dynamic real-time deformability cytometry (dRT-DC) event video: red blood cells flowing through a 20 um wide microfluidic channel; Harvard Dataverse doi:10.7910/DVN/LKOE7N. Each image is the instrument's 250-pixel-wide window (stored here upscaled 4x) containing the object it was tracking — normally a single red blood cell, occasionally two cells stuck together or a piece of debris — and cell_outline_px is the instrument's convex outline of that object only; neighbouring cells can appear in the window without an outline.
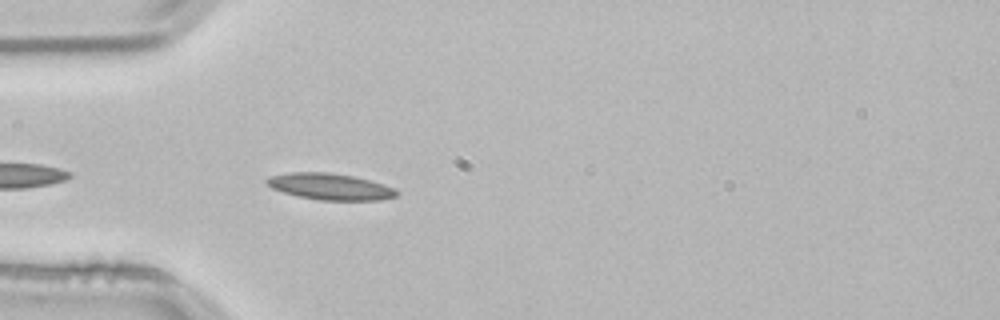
{"species": "common noctule bat (a hibernating species)", "species_latin": "Nyctalus noctula", "temperature_condition": "room temperature", "stored_images_in_passage": 13, "camera_frame_rate_fps": 3000, "um_per_image_px": 0.085, "animal": {"sex": "male", "body_mass_g": 21.5, "forearm_length_mm": 52.0}, "frame": {"image": 1, "passage_image": 3, "time_ms": 0.667, "image_size_px": [1000, 320], "cell_outline_px": [[400, 192], [396, 196], [380, 200], [320, 200], [300, 196], [284, 192], [272, 188], [264, 184], [264, 180], [268, 176], [288, 172], [328, 172], [356, 176], [392, 188]], "centroid_in_image_um": [27.99, 15.85], "position_along_channel_um": 57.0, "area_um2": 19.94}}